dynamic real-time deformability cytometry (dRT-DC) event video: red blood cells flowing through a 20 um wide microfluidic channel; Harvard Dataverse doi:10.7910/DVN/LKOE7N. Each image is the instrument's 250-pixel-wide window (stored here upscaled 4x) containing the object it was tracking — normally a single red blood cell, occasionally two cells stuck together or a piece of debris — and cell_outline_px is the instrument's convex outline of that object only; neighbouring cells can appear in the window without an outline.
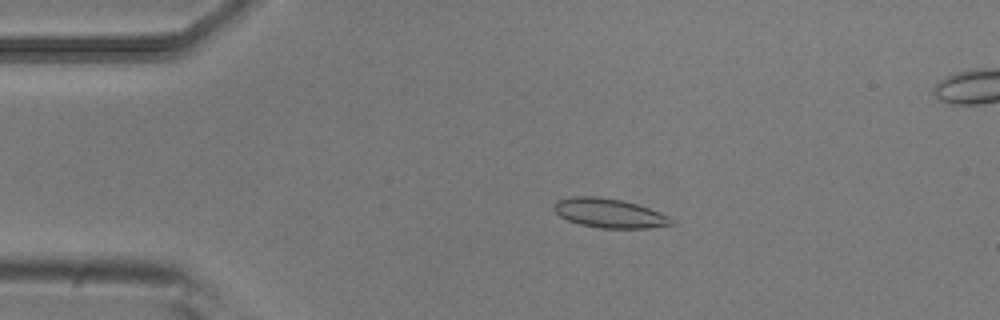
{"species": "common noctule bat (a hibernating species)", "species_latin": "Nyctalus noctula", "temperature_condition": "room temperature", "stored_images_in_passage": 44, "segment_of_instrument_passage": [1, 2], "camera_frame_rate_fps": 3000, "um_per_image_px": 0.085, "animal": {"sex": "male", "body_mass_g": 20.5, "forearm_length_mm": 52.5}, "frame": {"image": 1, "passage_image": 1, "time_ms": 0.0, "image_size_px": [1000, 320], "cell_outline_px": [[676, 224], [648, 228], [600, 228], [580, 224], [568, 220], [560, 216], [552, 208], [552, 204], [556, 200], [572, 196], [600, 196], [620, 200], [636, 204], [660, 212], [676, 220]], "centroid_in_image_um": [51.78, 18.11], "position_along_channel_um": 33.2, "area_um2": 20.17}}
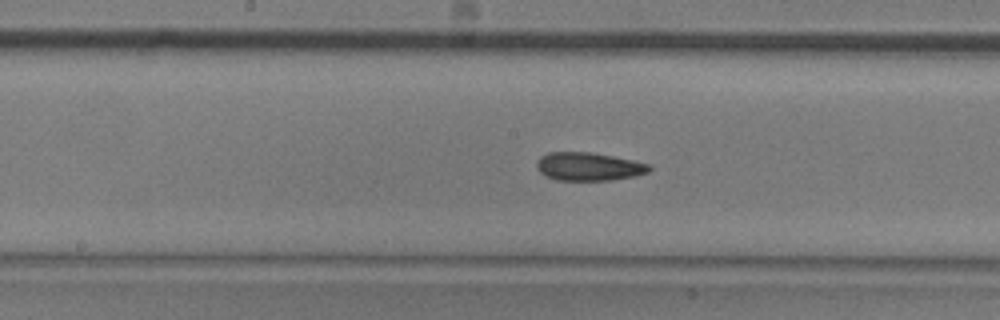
{"frame": {"image": 2, "passage_image": 17, "time_ms": 5.333, "image_size_px": [1000, 320], "cell_outline_px": [[652, 168], [648, 172], [636, 176], [612, 180], [556, 180], [544, 176], [536, 168], [536, 164], [540, 156], [548, 152], [592, 152], [632, 160], [648, 164]], "centroid_in_image_um": [50.01, 14.16], "position_along_channel_um": 198.2, "area_um2": 18.61}}
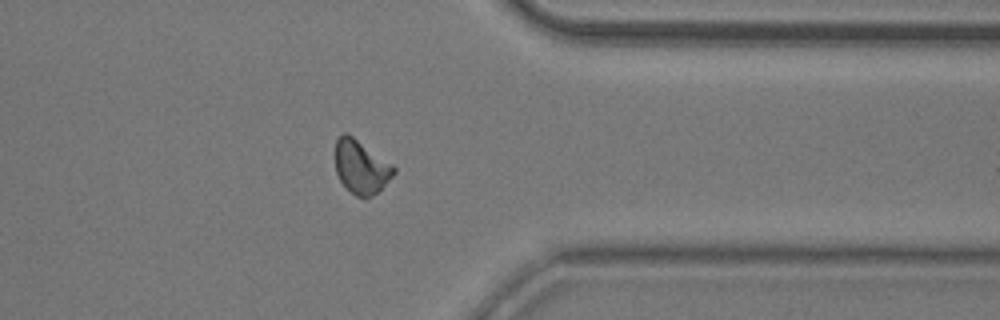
{"frame": {"image": 3, "passage_image": 32, "time_ms": 10.333, "image_size_px": [1000, 320], "cell_outline_px": [[396, 172], [372, 196], [356, 196], [340, 180], [336, 172], [336, 140], [344, 132], [352, 136], [392, 164], [396, 168]], "centroid_in_image_um": [30.69, 14.17], "position_along_channel_um": 380.7, "area_um2": 17.63}}